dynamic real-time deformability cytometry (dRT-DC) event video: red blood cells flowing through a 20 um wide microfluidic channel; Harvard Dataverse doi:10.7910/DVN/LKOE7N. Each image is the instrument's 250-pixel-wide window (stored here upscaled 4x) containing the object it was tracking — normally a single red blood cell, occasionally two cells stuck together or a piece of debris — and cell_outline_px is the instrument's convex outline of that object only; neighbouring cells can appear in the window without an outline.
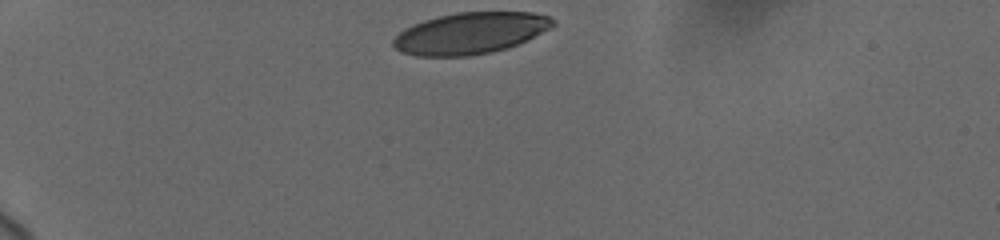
{"species": "human", "species_latin": "Homo sapiens", "temperature_condition": "cold", "stored_images_in_passage": 32, "camera_frame_rate_fps": 3000, "um_per_image_px": 0.085, "donor": {"sex": "female"}, "frame": {"image": 1, "passage_image": 1, "time_ms": 0.0, "image_size_px": [1000, 240], "cell_outline_px": [[556, 24], [528, 40], [508, 48], [492, 52], [468, 56], [416, 56], [400, 52], [392, 44], [392, 40], [404, 28], [412, 24], [436, 16], [456, 12], [532, 12], [548, 16], [556, 20]], "centroid_in_image_um": [39.97, 2.82], "position_along_channel_um": 45.0, "area_um2": 38.84}}
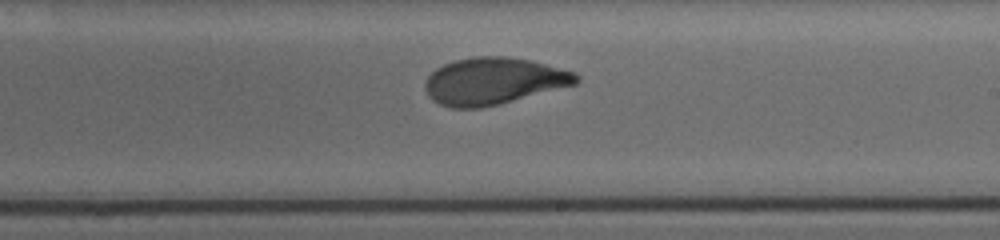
{"frame": {"image": 2, "passage_image": 17, "time_ms": 7.0, "image_size_px": [1000, 240], "cell_outline_px": [[580, 80], [576, 84], [500, 104], [480, 108], [452, 108], [440, 104], [432, 100], [428, 96], [424, 88], [424, 84], [428, 76], [436, 68], [444, 64], [456, 60], [472, 56], [504, 56], [532, 60], [576, 72], [580, 76]], "centroid_in_image_um": [41.96, 6.89], "position_along_channel_um": 247.0, "area_um2": 41.56}}
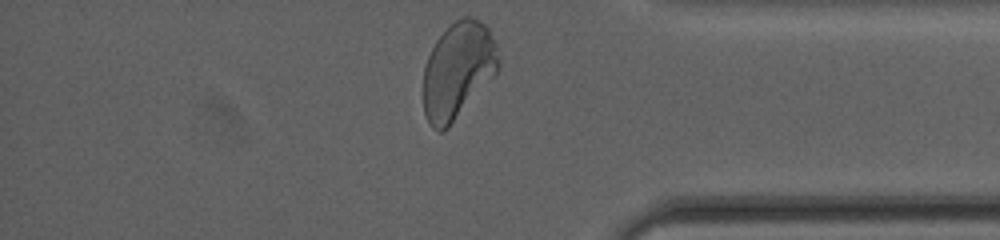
{"frame": {"image": 3, "passage_image": 31, "time_ms": 11.333, "image_size_px": [1000, 240], "cell_outline_px": [[500, 64], [496, 72], [448, 128], [444, 132], [440, 132], [432, 128], [428, 124], [424, 112], [424, 68], [428, 56], [436, 40], [456, 20], [464, 16], [472, 16], [480, 20], [488, 28], [496, 40], [500, 60]], "centroid_in_image_um": [38.93, 5.97], "position_along_channel_um": 396.3, "area_um2": 42.08}, "authors_computed_cell_mechanics": {"area_um2": 41.2692, "velocity_mm_per_s": 3.6822, "shape_relaxation_time_tau1_ms": 3.4383, "shape_relaxation_time_tau2_ms": 1.1147, "deformation_change_tau1": 0.1776, "deformation_change_tau2": 0.066}}